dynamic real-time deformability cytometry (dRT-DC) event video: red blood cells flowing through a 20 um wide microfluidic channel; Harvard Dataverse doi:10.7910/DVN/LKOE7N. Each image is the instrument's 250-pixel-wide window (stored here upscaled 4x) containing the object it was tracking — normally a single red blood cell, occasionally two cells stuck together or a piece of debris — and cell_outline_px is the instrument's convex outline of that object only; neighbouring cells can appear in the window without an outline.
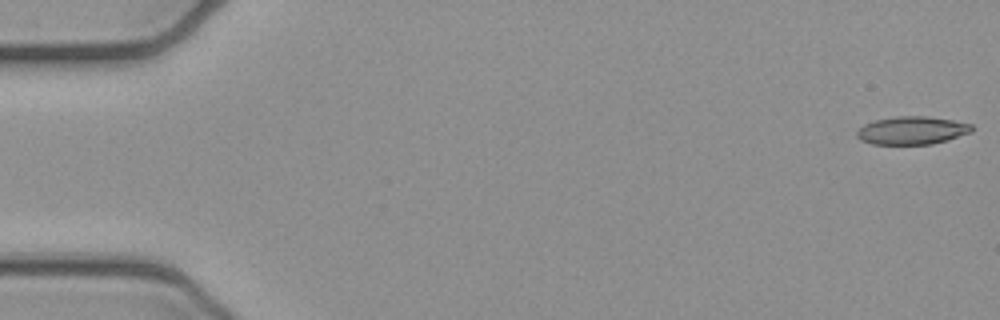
{"species": "common noctule bat (a hibernating species)", "species_latin": "Nyctalus noctula", "temperature_condition": "cold", "stored_images_in_passage": 52, "camera_frame_rate_fps": 3000, "um_per_image_px": 0.085, "animal": {"sex": "female", "body_mass_g": 21.9}, "frame": {"image": 1, "passage_image": 1, "time_ms": 0.0, "image_size_px": [1000, 320], "cell_outline_px": [[972, 132], [948, 140], [932, 144], [872, 144], [860, 140], [856, 136], [856, 132], [864, 124], [876, 120], [896, 116], [928, 116], [952, 120], [972, 124]], "centroid_in_image_um": [77.52, 11.09], "position_along_channel_um": 7.5, "area_um2": 18.79}}
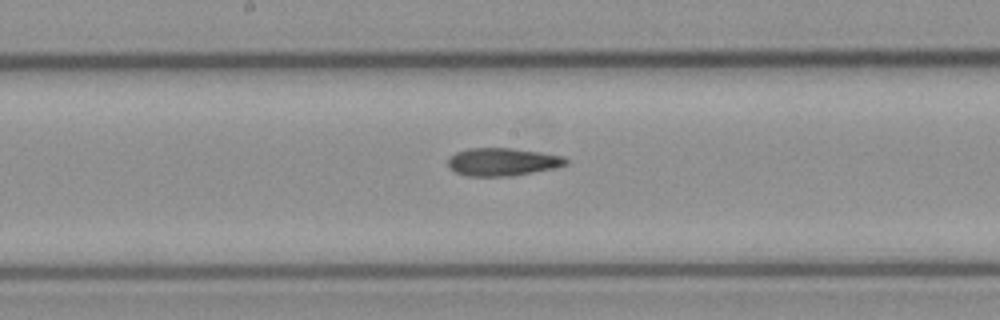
{"frame": {"image": 2, "passage_image": 27, "time_ms": 8.667, "image_size_px": [1000, 320], "cell_outline_px": [[568, 164], [552, 168], [512, 176], [468, 176], [456, 172], [448, 168], [448, 156], [456, 152], [468, 148], [512, 148], [540, 152], [564, 156], [568, 160]], "centroid_in_image_um": [42.68, 13.75], "position_along_channel_um": 205.5, "area_um2": 19.19}}
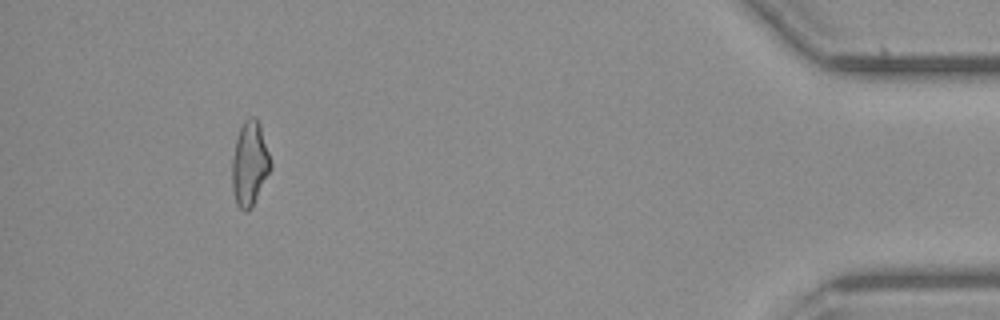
{"frame": {"image": 3, "passage_image": 48, "time_ms": 15.667, "image_size_px": [1000, 320], "cell_outline_px": [[272, 168], [252, 208], [248, 212], [244, 212], [236, 204], [232, 188], [232, 160], [236, 140], [240, 128], [244, 120], [252, 116], [256, 116], [260, 124], [272, 164]], "centroid_in_image_um": [21.23, 13.94], "position_along_channel_um": 414.0, "area_um2": 19.13}}